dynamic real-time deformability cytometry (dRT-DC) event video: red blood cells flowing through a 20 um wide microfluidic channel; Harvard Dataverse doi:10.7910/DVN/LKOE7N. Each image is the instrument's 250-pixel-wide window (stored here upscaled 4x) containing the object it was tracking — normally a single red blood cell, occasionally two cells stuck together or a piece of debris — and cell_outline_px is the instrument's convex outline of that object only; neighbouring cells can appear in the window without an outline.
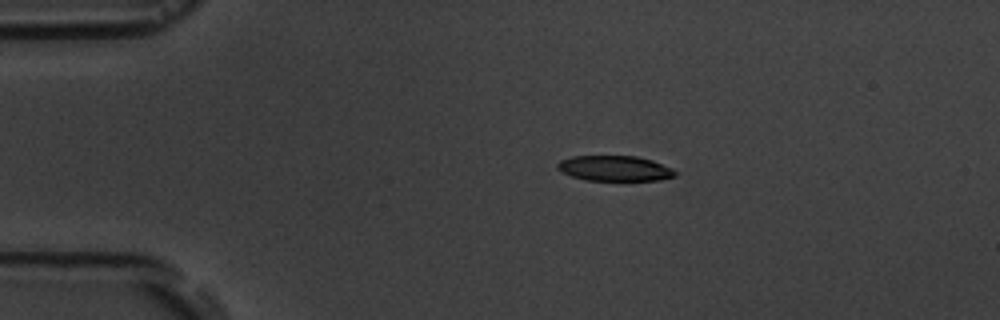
{"species": "common noctule bat (a hibernating species)", "species_latin": "Nyctalus noctula", "temperature_condition": "room temperature", "stored_images_in_passage": 4, "camera_frame_rate_fps": 3000, "um_per_image_px": 0.085, "animal": {"sex": "male", "body_mass_g": 19.5, "forearm_length_mm": 54.6}, "frame": {"image": 1, "passage_image": 2, "time_ms": 2.0, "image_size_px": [1000, 320], "cell_outline_px": [[676, 176], [660, 180], [584, 180], [560, 172], [556, 168], [556, 164], [560, 160], [572, 156], [636, 156], [652, 160], [676, 172]], "centroid_in_image_um": [52.17, 14.31], "position_along_channel_um": 32.8, "area_um2": 17.28}}